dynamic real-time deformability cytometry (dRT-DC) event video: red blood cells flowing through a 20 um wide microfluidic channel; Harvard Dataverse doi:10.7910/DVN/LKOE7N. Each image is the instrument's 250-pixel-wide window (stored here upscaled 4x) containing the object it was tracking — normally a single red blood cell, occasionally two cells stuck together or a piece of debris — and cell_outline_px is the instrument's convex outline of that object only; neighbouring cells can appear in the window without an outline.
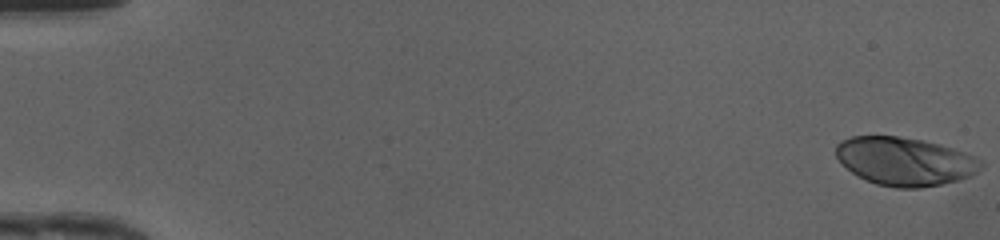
{"species": "human", "species_latin": "Homo sapiens", "temperature_condition": "cold", "stored_images_in_passage": 49, "camera_frame_rate_fps": 3000, "um_per_image_px": 0.085, "donor": {"sex": "female"}, "frame": {"image": 1, "passage_image": 1, "time_ms": 0.0, "image_size_px": [1000, 240], "cell_outline_px": [[984, 164], [972, 176], [960, 180], [920, 188], [896, 188], [876, 184], [852, 172], [836, 156], [836, 144], [840, 140], [852, 136], [896, 136], [924, 140], [952, 148], [964, 152], [984, 160]], "centroid_in_image_um": [76.95, 13.71], "position_along_channel_um": 8.1, "area_um2": 40.75}}
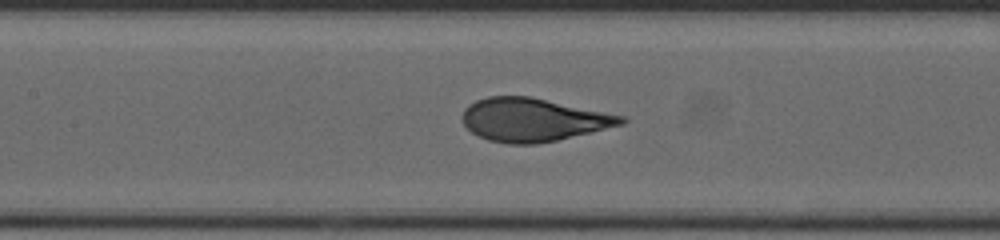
{"frame": {"image": 2, "passage_image": 24, "time_ms": 7.667, "image_size_px": [1000, 240], "cell_outline_px": [[628, 120], [624, 124], [556, 140], [536, 144], [508, 144], [488, 140], [472, 132], [464, 124], [460, 116], [464, 108], [468, 104], [476, 100], [488, 96], [532, 96], [624, 116]], "centroid_in_image_um": [45.28, 10.17], "position_along_channel_um": 162.1, "area_um2": 40.06}}
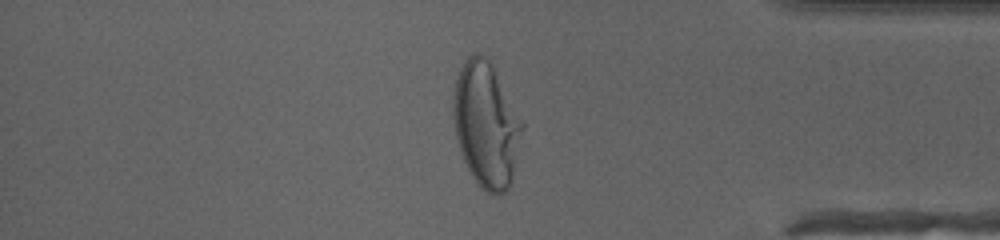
{"frame": {"image": 3, "passage_image": 42, "time_ms": 13.667, "image_size_px": [1000, 240], "cell_outline_px": [[524, 128], [512, 176], [508, 188], [500, 196], [496, 196], [480, 188], [472, 176], [464, 160], [456, 136], [452, 116], [452, 100], [456, 80], [460, 68], [468, 56], [472, 52], [476, 52], [484, 56], [492, 64], [524, 124]], "centroid_in_image_um": [41.31, 10.59], "position_along_channel_um": 393.9, "area_um2": 50.11}, "authors_computed_cell_mechanics": {"area_um2": 40.2866, "velocity_mm_per_s": 4.2137, "shape_relaxation_time_tau1_ms": 3.9589, "shape_relaxation_time_tau2_ms": null, "deformation_change_tau1": 0.2257, "deformation_change_tau2": null}}